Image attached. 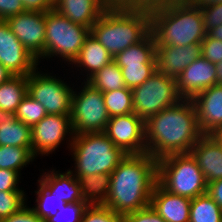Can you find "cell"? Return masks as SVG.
Listing matches in <instances>:
<instances>
[{
	"label": "cell",
	"mask_w": 222,
	"mask_h": 222,
	"mask_svg": "<svg viewBox=\"0 0 222 222\" xmlns=\"http://www.w3.org/2000/svg\"><path fill=\"white\" fill-rule=\"evenodd\" d=\"M79 180L81 193L88 205H104L109 188L111 173L75 176Z\"/></svg>",
	"instance_id": "25"
},
{
	"label": "cell",
	"mask_w": 222,
	"mask_h": 222,
	"mask_svg": "<svg viewBox=\"0 0 222 222\" xmlns=\"http://www.w3.org/2000/svg\"><path fill=\"white\" fill-rule=\"evenodd\" d=\"M27 11L47 12L53 10L54 0H21Z\"/></svg>",
	"instance_id": "44"
},
{
	"label": "cell",
	"mask_w": 222,
	"mask_h": 222,
	"mask_svg": "<svg viewBox=\"0 0 222 222\" xmlns=\"http://www.w3.org/2000/svg\"><path fill=\"white\" fill-rule=\"evenodd\" d=\"M120 68L125 85L130 89L140 86L157 71L156 64H134Z\"/></svg>",
	"instance_id": "33"
},
{
	"label": "cell",
	"mask_w": 222,
	"mask_h": 222,
	"mask_svg": "<svg viewBox=\"0 0 222 222\" xmlns=\"http://www.w3.org/2000/svg\"><path fill=\"white\" fill-rule=\"evenodd\" d=\"M75 161L74 176L112 173L126 157L104 132L74 135L69 148Z\"/></svg>",
	"instance_id": "5"
},
{
	"label": "cell",
	"mask_w": 222,
	"mask_h": 222,
	"mask_svg": "<svg viewBox=\"0 0 222 222\" xmlns=\"http://www.w3.org/2000/svg\"><path fill=\"white\" fill-rule=\"evenodd\" d=\"M190 153L197 160L207 184L222 179V145L213 134H203Z\"/></svg>",
	"instance_id": "18"
},
{
	"label": "cell",
	"mask_w": 222,
	"mask_h": 222,
	"mask_svg": "<svg viewBox=\"0 0 222 222\" xmlns=\"http://www.w3.org/2000/svg\"><path fill=\"white\" fill-rule=\"evenodd\" d=\"M134 113L146 121L149 117L178 104L176 79L156 71L143 84L132 89Z\"/></svg>",
	"instance_id": "8"
},
{
	"label": "cell",
	"mask_w": 222,
	"mask_h": 222,
	"mask_svg": "<svg viewBox=\"0 0 222 222\" xmlns=\"http://www.w3.org/2000/svg\"><path fill=\"white\" fill-rule=\"evenodd\" d=\"M113 61L119 67L134 64H156V44L150 32L142 41L118 53Z\"/></svg>",
	"instance_id": "24"
},
{
	"label": "cell",
	"mask_w": 222,
	"mask_h": 222,
	"mask_svg": "<svg viewBox=\"0 0 222 222\" xmlns=\"http://www.w3.org/2000/svg\"><path fill=\"white\" fill-rule=\"evenodd\" d=\"M90 33L114 58L150 33V10L107 8Z\"/></svg>",
	"instance_id": "4"
},
{
	"label": "cell",
	"mask_w": 222,
	"mask_h": 222,
	"mask_svg": "<svg viewBox=\"0 0 222 222\" xmlns=\"http://www.w3.org/2000/svg\"><path fill=\"white\" fill-rule=\"evenodd\" d=\"M191 201L190 198L170 193L157 182L150 205L167 222H189Z\"/></svg>",
	"instance_id": "19"
},
{
	"label": "cell",
	"mask_w": 222,
	"mask_h": 222,
	"mask_svg": "<svg viewBox=\"0 0 222 222\" xmlns=\"http://www.w3.org/2000/svg\"><path fill=\"white\" fill-rule=\"evenodd\" d=\"M38 69L28 75L27 94L40 102L47 114L71 115L74 88L56 75L44 74Z\"/></svg>",
	"instance_id": "10"
},
{
	"label": "cell",
	"mask_w": 222,
	"mask_h": 222,
	"mask_svg": "<svg viewBox=\"0 0 222 222\" xmlns=\"http://www.w3.org/2000/svg\"><path fill=\"white\" fill-rule=\"evenodd\" d=\"M45 51L42 59L53 56L71 64L78 56L90 29L73 23L57 11L45 12Z\"/></svg>",
	"instance_id": "7"
},
{
	"label": "cell",
	"mask_w": 222,
	"mask_h": 222,
	"mask_svg": "<svg viewBox=\"0 0 222 222\" xmlns=\"http://www.w3.org/2000/svg\"><path fill=\"white\" fill-rule=\"evenodd\" d=\"M104 0H54V10L89 29L107 9Z\"/></svg>",
	"instance_id": "20"
},
{
	"label": "cell",
	"mask_w": 222,
	"mask_h": 222,
	"mask_svg": "<svg viewBox=\"0 0 222 222\" xmlns=\"http://www.w3.org/2000/svg\"><path fill=\"white\" fill-rule=\"evenodd\" d=\"M123 217L124 222H167L151 207V205L137 210L136 212L126 214Z\"/></svg>",
	"instance_id": "40"
},
{
	"label": "cell",
	"mask_w": 222,
	"mask_h": 222,
	"mask_svg": "<svg viewBox=\"0 0 222 222\" xmlns=\"http://www.w3.org/2000/svg\"><path fill=\"white\" fill-rule=\"evenodd\" d=\"M81 222H124V217L104 205H88Z\"/></svg>",
	"instance_id": "35"
},
{
	"label": "cell",
	"mask_w": 222,
	"mask_h": 222,
	"mask_svg": "<svg viewBox=\"0 0 222 222\" xmlns=\"http://www.w3.org/2000/svg\"><path fill=\"white\" fill-rule=\"evenodd\" d=\"M186 2L191 6L202 8L213 4H220L222 0H186Z\"/></svg>",
	"instance_id": "46"
},
{
	"label": "cell",
	"mask_w": 222,
	"mask_h": 222,
	"mask_svg": "<svg viewBox=\"0 0 222 222\" xmlns=\"http://www.w3.org/2000/svg\"><path fill=\"white\" fill-rule=\"evenodd\" d=\"M25 192L0 191V221L19 212L26 204Z\"/></svg>",
	"instance_id": "34"
},
{
	"label": "cell",
	"mask_w": 222,
	"mask_h": 222,
	"mask_svg": "<svg viewBox=\"0 0 222 222\" xmlns=\"http://www.w3.org/2000/svg\"><path fill=\"white\" fill-rule=\"evenodd\" d=\"M71 115L47 114L40 122L31 128L32 153L36 158L53 153L56 148L67 139L68 148L72 145L74 131L72 129ZM69 133V134H68ZM65 137V138H64Z\"/></svg>",
	"instance_id": "11"
},
{
	"label": "cell",
	"mask_w": 222,
	"mask_h": 222,
	"mask_svg": "<svg viewBox=\"0 0 222 222\" xmlns=\"http://www.w3.org/2000/svg\"><path fill=\"white\" fill-rule=\"evenodd\" d=\"M201 53V44L156 46L157 71L177 79Z\"/></svg>",
	"instance_id": "17"
},
{
	"label": "cell",
	"mask_w": 222,
	"mask_h": 222,
	"mask_svg": "<svg viewBox=\"0 0 222 222\" xmlns=\"http://www.w3.org/2000/svg\"><path fill=\"white\" fill-rule=\"evenodd\" d=\"M201 51V55L213 64L222 61V41L211 38L208 34L201 42Z\"/></svg>",
	"instance_id": "37"
},
{
	"label": "cell",
	"mask_w": 222,
	"mask_h": 222,
	"mask_svg": "<svg viewBox=\"0 0 222 222\" xmlns=\"http://www.w3.org/2000/svg\"><path fill=\"white\" fill-rule=\"evenodd\" d=\"M0 63L12 76H28L39 65L5 20H0Z\"/></svg>",
	"instance_id": "14"
},
{
	"label": "cell",
	"mask_w": 222,
	"mask_h": 222,
	"mask_svg": "<svg viewBox=\"0 0 222 222\" xmlns=\"http://www.w3.org/2000/svg\"><path fill=\"white\" fill-rule=\"evenodd\" d=\"M200 10L206 33L222 24V3L205 6L200 8Z\"/></svg>",
	"instance_id": "38"
},
{
	"label": "cell",
	"mask_w": 222,
	"mask_h": 222,
	"mask_svg": "<svg viewBox=\"0 0 222 222\" xmlns=\"http://www.w3.org/2000/svg\"><path fill=\"white\" fill-rule=\"evenodd\" d=\"M157 181L170 193L190 199L207 193L208 184L191 153L172 154L157 160Z\"/></svg>",
	"instance_id": "6"
},
{
	"label": "cell",
	"mask_w": 222,
	"mask_h": 222,
	"mask_svg": "<svg viewBox=\"0 0 222 222\" xmlns=\"http://www.w3.org/2000/svg\"><path fill=\"white\" fill-rule=\"evenodd\" d=\"M0 146L32 147L31 127L0 109Z\"/></svg>",
	"instance_id": "23"
},
{
	"label": "cell",
	"mask_w": 222,
	"mask_h": 222,
	"mask_svg": "<svg viewBox=\"0 0 222 222\" xmlns=\"http://www.w3.org/2000/svg\"><path fill=\"white\" fill-rule=\"evenodd\" d=\"M157 160L147 152L127 154L111 173L110 188L104 206L126 215L150 205L157 184Z\"/></svg>",
	"instance_id": "2"
},
{
	"label": "cell",
	"mask_w": 222,
	"mask_h": 222,
	"mask_svg": "<svg viewBox=\"0 0 222 222\" xmlns=\"http://www.w3.org/2000/svg\"><path fill=\"white\" fill-rule=\"evenodd\" d=\"M5 21L18 40L40 63L45 51V12L26 11Z\"/></svg>",
	"instance_id": "13"
},
{
	"label": "cell",
	"mask_w": 222,
	"mask_h": 222,
	"mask_svg": "<svg viewBox=\"0 0 222 222\" xmlns=\"http://www.w3.org/2000/svg\"><path fill=\"white\" fill-rule=\"evenodd\" d=\"M207 194L222 209V179L208 183Z\"/></svg>",
	"instance_id": "45"
},
{
	"label": "cell",
	"mask_w": 222,
	"mask_h": 222,
	"mask_svg": "<svg viewBox=\"0 0 222 222\" xmlns=\"http://www.w3.org/2000/svg\"><path fill=\"white\" fill-rule=\"evenodd\" d=\"M88 207L86 202L68 203L53 217H48L44 222H81L83 213Z\"/></svg>",
	"instance_id": "36"
},
{
	"label": "cell",
	"mask_w": 222,
	"mask_h": 222,
	"mask_svg": "<svg viewBox=\"0 0 222 222\" xmlns=\"http://www.w3.org/2000/svg\"><path fill=\"white\" fill-rule=\"evenodd\" d=\"M28 76H12L0 85V109L15 114L27 95Z\"/></svg>",
	"instance_id": "26"
},
{
	"label": "cell",
	"mask_w": 222,
	"mask_h": 222,
	"mask_svg": "<svg viewBox=\"0 0 222 222\" xmlns=\"http://www.w3.org/2000/svg\"><path fill=\"white\" fill-rule=\"evenodd\" d=\"M36 200L35 206L32 209L35 211L36 215L41 219L45 220L48 217H53L61 208L67 204L53 193H51L39 180H38V190L35 191Z\"/></svg>",
	"instance_id": "31"
},
{
	"label": "cell",
	"mask_w": 222,
	"mask_h": 222,
	"mask_svg": "<svg viewBox=\"0 0 222 222\" xmlns=\"http://www.w3.org/2000/svg\"><path fill=\"white\" fill-rule=\"evenodd\" d=\"M103 99L110 118L134 113L133 93L130 88L103 92Z\"/></svg>",
	"instance_id": "30"
},
{
	"label": "cell",
	"mask_w": 222,
	"mask_h": 222,
	"mask_svg": "<svg viewBox=\"0 0 222 222\" xmlns=\"http://www.w3.org/2000/svg\"><path fill=\"white\" fill-rule=\"evenodd\" d=\"M21 0H0V20L26 12Z\"/></svg>",
	"instance_id": "42"
},
{
	"label": "cell",
	"mask_w": 222,
	"mask_h": 222,
	"mask_svg": "<svg viewBox=\"0 0 222 222\" xmlns=\"http://www.w3.org/2000/svg\"><path fill=\"white\" fill-rule=\"evenodd\" d=\"M39 181L55 196L65 203L85 202L78 178L68 169L60 173L56 169L45 171Z\"/></svg>",
	"instance_id": "21"
},
{
	"label": "cell",
	"mask_w": 222,
	"mask_h": 222,
	"mask_svg": "<svg viewBox=\"0 0 222 222\" xmlns=\"http://www.w3.org/2000/svg\"><path fill=\"white\" fill-rule=\"evenodd\" d=\"M34 159L32 147L0 146V169L13 170L20 175Z\"/></svg>",
	"instance_id": "29"
},
{
	"label": "cell",
	"mask_w": 222,
	"mask_h": 222,
	"mask_svg": "<svg viewBox=\"0 0 222 222\" xmlns=\"http://www.w3.org/2000/svg\"><path fill=\"white\" fill-rule=\"evenodd\" d=\"M12 75L10 72L0 63V85L6 82Z\"/></svg>",
	"instance_id": "48"
},
{
	"label": "cell",
	"mask_w": 222,
	"mask_h": 222,
	"mask_svg": "<svg viewBox=\"0 0 222 222\" xmlns=\"http://www.w3.org/2000/svg\"><path fill=\"white\" fill-rule=\"evenodd\" d=\"M19 174L16 171L0 169V191L2 192H24L18 188Z\"/></svg>",
	"instance_id": "41"
},
{
	"label": "cell",
	"mask_w": 222,
	"mask_h": 222,
	"mask_svg": "<svg viewBox=\"0 0 222 222\" xmlns=\"http://www.w3.org/2000/svg\"><path fill=\"white\" fill-rule=\"evenodd\" d=\"M216 139L221 143L222 145V128L217 130L214 134H213Z\"/></svg>",
	"instance_id": "50"
},
{
	"label": "cell",
	"mask_w": 222,
	"mask_h": 222,
	"mask_svg": "<svg viewBox=\"0 0 222 222\" xmlns=\"http://www.w3.org/2000/svg\"><path fill=\"white\" fill-rule=\"evenodd\" d=\"M202 135L192 100L182 99L145 121L147 153L156 160L190 153Z\"/></svg>",
	"instance_id": "1"
},
{
	"label": "cell",
	"mask_w": 222,
	"mask_h": 222,
	"mask_svg": "<svg viewBox=\"0 0 222 222\" xmlns=\"http://www.w3.org/2000/svg\"><path fill=\"white\" fill-rule=\"evenodd\" d=\"M104 133L126 154L147 152L145 121L135 113L111 117Z\"/></svg>",
	"instance_id": "12"
},
{
	"label": "cell",
	"mask_w": 222,
	"mask_h": 222,
	"mask_svg": "<svg viewBox=\"0 0 222 222\" xmlns=\"http://www.w3.org/2000/svg\"><path fill=\"white\" fill-rule=\"evenodd\" d=\"M176 84L180 97L192 100L201 91L216 85L215 64L201 55L183 70Z\"/></svg>",
	"instance_id": "15"
},
{
	"label": "cell",
	"mask_w": 222,
	"mask_h": 222,
	"mask_svg": "<svg viewBox=\"0 0 222 222\" xmlns=\"http://www.w3.org/2000/svg\"><path fill=\"white\" fill-rule=\"evenodd\" d=\"M86 82L102 93L126 87L121 68L114 61L104 66Z\"/></svg>",
	"instance_id": "27"
},
{
	"label": "cell",
	"mask_w": 222,
	"mask_h": 222,
	"mask_svg": "<svg viewBox=\"0 0 222 222\" xmlns=\"http://www.w3.org/2000/svg\"><path fill=\"white\" fill-rule=\"evenodd\" d=\"M150 32L156 46L201 44L206 36L200 8L186 1L167 2L150 10Z\"/></svg>",
	"instance_id": "3"
},
{
	"label": "cell",
	"mask_w": 222,
	"mask_h": 222,
	"mask_svg": "<svg viewBox=\"0 0 222 222\" xmlns=\"http://www.w3.org/2000/svg\"><path fill=\"white\" fill-rule=\"evenodd\" d=\"M207 34L211 38H215V39L222 41V24L211 29Z\"/></svg>",
	"instance_id": "47"
},
{
	"label": "cell",
	"mask_w": 222,
	"mask_h": 222,
	"mask_svg": "<svg viewBox=\"0 0 222 222\" xmlns=\"http://www.w3.org/2000/svg\"><path fill=\"white\" fill-rule=\"evenodd\" d=\"M113 61L112 55L90 33L85 39L78 56L71 65L86 73V81L104 66Z\"/></svg>",
	"instance_id": "22"
},
{
	"label": "cell",
	"mask_w": 222,
	"mask_h": 222,
	"mask_svg": "<svg viewBox=\"0 0 222 222\" xmlns=\"http://www.w3.org/2000/svg\"><path fill=\"white\" fill-rule=\"evenodd\" d=\"M14 115L18 121H22L32 128L47 115V112L40 102L27 94L17 107Z\"/></svg>",
	"instance_id": "32"
},
{
	"label": "cell",
	"mask_w": 222,
	"mask_h": 222,
	"mask_svg": "<svg viewBox=\"0 0 222 222\" xmlns=\"http://www.w3.org/2000/svg\"><path fill=\"white\" fill-rule=\"evenodd\" d=\"M182 1H186V0H158V3L162 4V3H167V2H182Z\"/></svg>",
	"instance_id": "51"
},
{
	"label": "cell",
	"mask_w": 222,
	"mask_h": 222,
	"mask_svg": "<svg viewBox=\"0 0 222 222\" xmlns=\"http://www.w3.org/2000/svg\"><path fill=\"white\" fill-rule=\"evenodd\" d=\"M216 84H222V61L215 64Z\"/></svg>",
	"instance_id": "49"
},
{
	"label": "cell",
	"mask_w": 222,
	"mask_h": 222,
	"mask_svg": "<svg viewBox=\"0 0 222 222\" xmlns=\"http://www.w3.org/2000/svg\"><path fill=\"white\" fill-rule=\"evenodd\" d=\"M81 88L80 92L74 91L72 97L70 118L74 135L104 132L110 117L104 104L103 93L86 81L82 82Z\"/></svg>",
	"instance_id": "9"
},
{
	"label": "cell",
	"mask_w": 222,
	"mask_h": 222,
	"mask_svg": "<svg viewBox=\"0 0 222 222\" xmlns=\"http://www.w3.org/2000/svg\"><path fill=\"white\" fill-rule=\"evenodd\" d=\"M108 8L154 9L158 0H104Z\"/></svg>",
	"instance_id": "39"
},
{
	"label": "cell",
	"mask_w": 222,
	"mask_h": 222,
	"mask_svg": "<svg viewBox=\"0 0 222 222\" xmlns=\"http://www.w3.org/2000/svg\"><path fill=\"white\" fill-rule=\"evenodd\" d=\"M189 222H222V209L206 193L192 199Z\"/></svg>",
	"instance_id": "28"
},
{
	"label": "cell",
	"mask_w": 222,
	"mask_h": 222,
	"mask_svg": "<svg viewBox=\"0 0 222 222\" xmlns=\"http://www.w3.org/2000/svg\"><path fill=\"white\" fill-rule=\"evenodd\" d=\"M192 101L202 134H214L222 128V84L201 91Z\"/></svg>",
	"instance_id": "16"
},
{
	"label": "cell",
	"mask_w": 222,
	"mask_h": 222,
	"mask_svg": "<svg viewBox=\"0 0 222 222\" xmlns=\"http://www.w3.org/2000/svg\"><path fill=\"white\" fill-rule=\"evenodd\" d=\"M0 222H44L31 207L25 205L19 212L11 214Z\"/></svg>",
	"instance_id": "43"
}]
</instances>
